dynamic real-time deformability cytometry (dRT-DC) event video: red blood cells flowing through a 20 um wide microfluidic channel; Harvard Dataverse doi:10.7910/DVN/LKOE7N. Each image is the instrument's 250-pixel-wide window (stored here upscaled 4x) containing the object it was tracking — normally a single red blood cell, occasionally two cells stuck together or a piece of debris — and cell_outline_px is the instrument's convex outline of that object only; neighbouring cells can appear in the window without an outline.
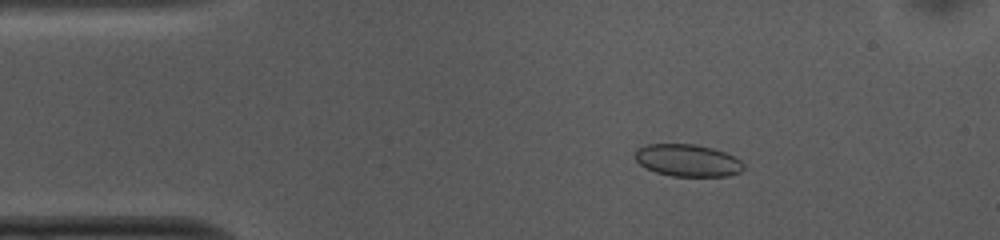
{"species": "common noctule bat (a hibernating species)", "species_latin": "Nyctalus noctula", "temperature_condition": "cold", "stored_images_in_passage": 51, "camera_frame_rate_fps": 3000, "um_per_image_px": 0.085, "animal": {"sex": "female", "body_mass_g": 10.0, "forearm_length_mm": 53.1}, "frame": {"image": 1, "passage_image": 7, "time_ms": 2.0, "image_size_px": [1000, 240], "cell_outline_px": [[744, 168], [740, 172], [728, 176], [672, 176], [656, 172], [640, 164], [632, 156], [636, 148], [648, 144], [696, 144], [712, 148], [724, 152], [740, 160], [744, 164]], "centroid_in_image_um": [58.42, 13.63], "position_along_channel_um": 26.6, "area_um2": 20.4}}
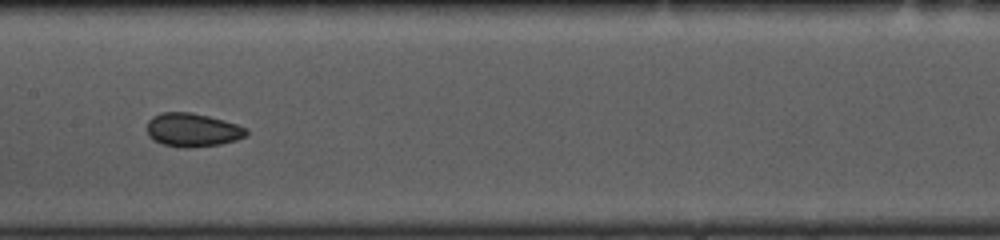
{"frame": {"image": 2, "passage_image": 24, "time_ms": 7.667, "image_size_px": [1000, 240], "cell_outline_px": [[248, 132], [244, 136], [236, 140], [220, 144], [188, 148], [184, 148], [164, 144], [152, 140], [148, 136], [148, 120], [152, 116], [160, 112], [192, 112], [224, 120], [248, 128]], "centroid_in_image_um": [16.35, 11.04], "position_along_channel_um": 191.1, "area_um2": 19.48}}
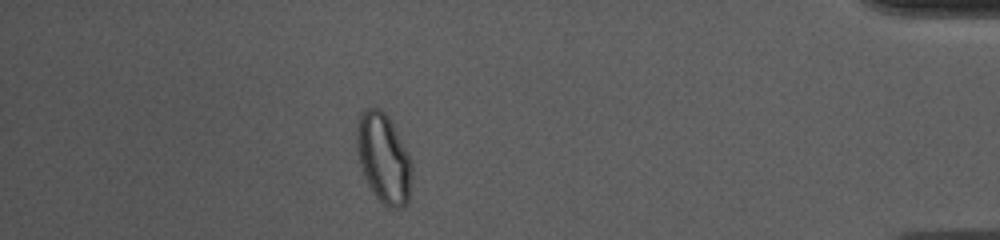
{"frame": {"image": 3, "passage_image": 45, "time_ms": 14.667, "image_size_px": [1000, 240], "cell_outline_px": [[412, 176], [408, 200], [400, 208], [388, 208], [376, 196], [368, 184], [360, 168], [356, 152], [356, 128], [360, 116], [364, 108], [380, 108], [388, 116], [412, 164]], "centroid_in_image_um": [32.57, 13.45], "position_along_channel_um": 402.6, "area_um2": 28.55}, "authors_computed_cell_mechanics": {"area_um2": 20.1144, "velocity_mm_per_s": 3.728, "shape_relaxation_time_tau1_ms": 3.9244, "shape_relaxation_time_tau2_ms": 2.7417, "deformation_change_tau1": 0.0821, "deformation_change_tau2": 0.0502}}